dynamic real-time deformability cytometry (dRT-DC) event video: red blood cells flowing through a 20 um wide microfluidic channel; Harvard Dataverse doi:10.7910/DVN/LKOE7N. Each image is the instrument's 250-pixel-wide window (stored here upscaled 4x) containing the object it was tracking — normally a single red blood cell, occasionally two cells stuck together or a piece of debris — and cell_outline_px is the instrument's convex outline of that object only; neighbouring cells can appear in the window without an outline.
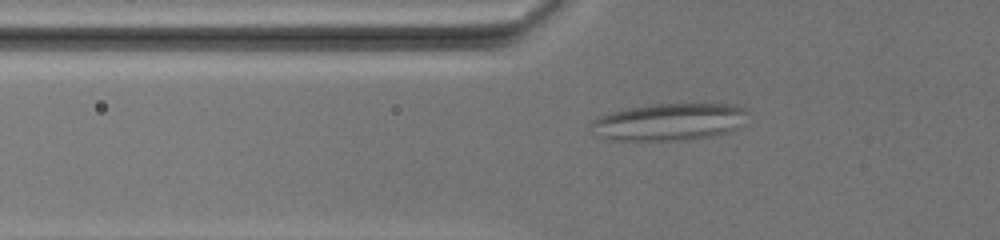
{"species": "common noctule bat (a hibernating species)", "species_latin": "Nyctalus noctula", "temperature_condition": "warm", "stored_images_in_passage": 51, "camera_frame_rate_fps": 3000, "um_per_image_px": 0.085, "animal": {"sex": "female", "body_mass_g": 19.5, "forearm_length_mm": 54.1}, "frame": {"image": 1, "passage_image": 7, "time_ms": 2.0, "image_size_px": [1000, 240], "cell_outline_px": [[744, 112], [736, 128], [712, 136], [688, 140], [612, 140], [604, 136], [588, 124], [592, 120], [600, 116], [612, 112], [628, 108], [656, 104], [732, 104], [744, 108]], "centroid_in_image_um": [56.83, 10.36], "position_along_channel_um": 69.0, "area_um2": 32.95}}
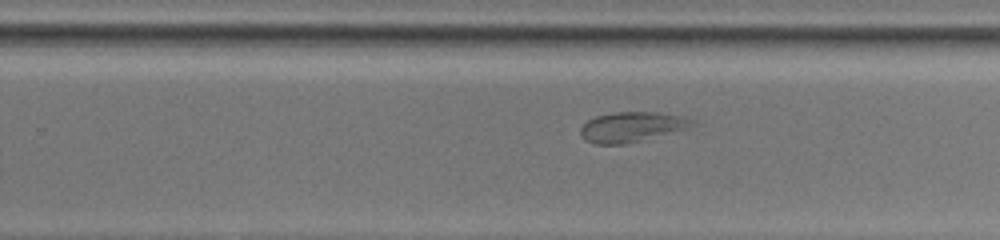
{"frame": {"image": 2, "passage_image": 28, "time_ms": 9.0, "image_size_px": [1000, 240], "cell_outline_px": [[692, 124], [680, 128], [624, 144], [596, 144], [580, 136], [580, 128], [588, 120], [596, 116], [616, 112], [656, 112], [684, 116], [692, 120]], "centroid_in_image_um": [53.56, 10.76], "position_along_channel_um": 276.2, "area_um2": 18.55}}
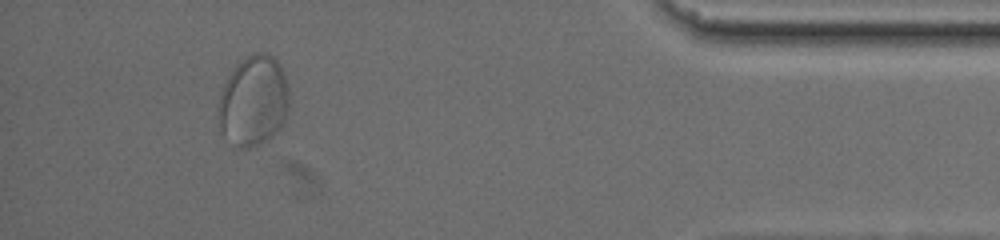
{"frame": {"image": 3, "passage_image": 46, "time_ms": 15.0, "image_size_px": [1000, 240], "cell_outline_px": [[288, 108], [276, 132], [268, 140], [260, 144], [248, 148], [236, 148], [220, 128], [220, 96], [224, 84], [228, 76], [240, 60], [252, 52], [268, 52], [276, 60], [284, 76], [288, 88]], "centroid_in_image_um": [21.54, 8.56], "position_along_channel_um": 413.7, "area_um2": 36.7}, "authors_computed_cell_mechanics": {"area_um2": 27.2816, "velocity_mm_per_s": 3.0309, "shape_relaxation_time_tau1_ms": null, "shape_relaxation_time_tau2_ms": 1.5351, "deformation_change_tau1": null, "deformation_change_tau2": 0.0597}}